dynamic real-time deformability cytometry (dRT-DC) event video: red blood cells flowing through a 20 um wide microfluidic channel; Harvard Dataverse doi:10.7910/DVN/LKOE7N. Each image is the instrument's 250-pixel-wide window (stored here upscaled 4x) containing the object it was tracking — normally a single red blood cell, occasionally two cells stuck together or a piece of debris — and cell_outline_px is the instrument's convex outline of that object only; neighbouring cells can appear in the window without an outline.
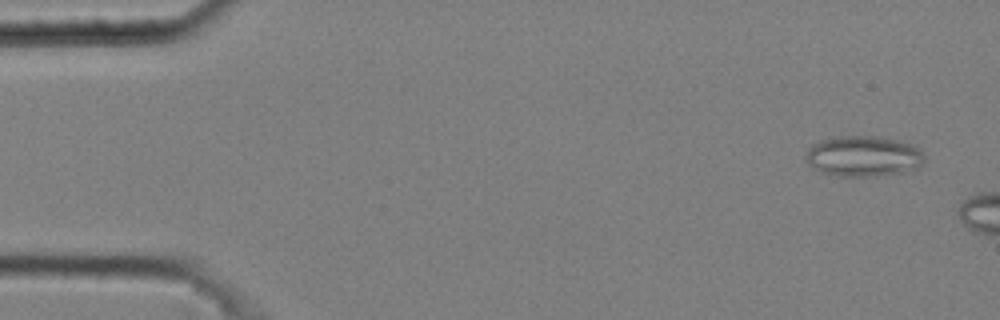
{"species": "common noctule bat (a hibernating species)", "species_latin": "Nyctalus noctula", "temperature_condition": "cold", "stored_images_in_passage": 2, "camera_frame_rate_fps": 3000, "um_per_image_px": 0.085, "animal": {"sex": "male", "body_mass_g": 20.4}, "frame": {"image": 1, "passage_image": 1, "time_ms": 0.0, "image_size_px": [1000, 320], "cell_outline_px": [[924, 160], [916, 168], [900, 172], [876, 176], [836, 176], [812, 168], [808, 164], [804, 156], [808, 148], [812, 144], [820, 140], [840, 136], [880, 136], [900, 140], [912, 144], [920, 148], [924, 156]], "centroid_in_image_um": [73.37, 13.26], "position_along_channel_um": 11.6, "area_um2": 28.26}}